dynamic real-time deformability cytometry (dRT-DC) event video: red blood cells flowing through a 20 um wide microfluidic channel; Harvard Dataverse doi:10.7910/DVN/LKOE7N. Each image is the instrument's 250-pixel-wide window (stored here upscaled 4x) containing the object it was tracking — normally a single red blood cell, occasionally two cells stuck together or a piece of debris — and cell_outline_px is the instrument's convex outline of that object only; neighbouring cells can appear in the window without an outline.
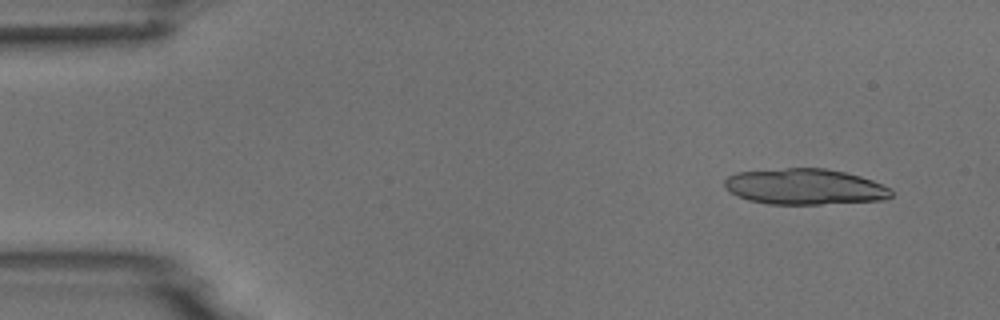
{"species": "common noctule bat (a hibernating species)", "species_latin": "Nyctalus noctula", "temperature_condition": "room temperature", "stored_images_in_passage": 3, "camera_frame_rate_fps": 3000, "um_per_image_px": 0.085, "animal": {"sex": "male", "body_mass_g": 18.8}, "frame": {"image": 1, "passage_image": 1, "time_ms": 0.0, "image_size_px": [1000, 320], "cell_outline_px": [[892, 196], [884, 200], [820, 204], [768, 204], [748, 200], [736, 196], [724, 188], [724, 180], [728, 176], [736, 172], [788, 168], [824, 168], [844, 172], [860, 176], [872, 180], [892, 188]], "centroid_in_image_um": [68.39, 15.87], "position_along_channel_um": 16.6, "area_um2": 35.03}}